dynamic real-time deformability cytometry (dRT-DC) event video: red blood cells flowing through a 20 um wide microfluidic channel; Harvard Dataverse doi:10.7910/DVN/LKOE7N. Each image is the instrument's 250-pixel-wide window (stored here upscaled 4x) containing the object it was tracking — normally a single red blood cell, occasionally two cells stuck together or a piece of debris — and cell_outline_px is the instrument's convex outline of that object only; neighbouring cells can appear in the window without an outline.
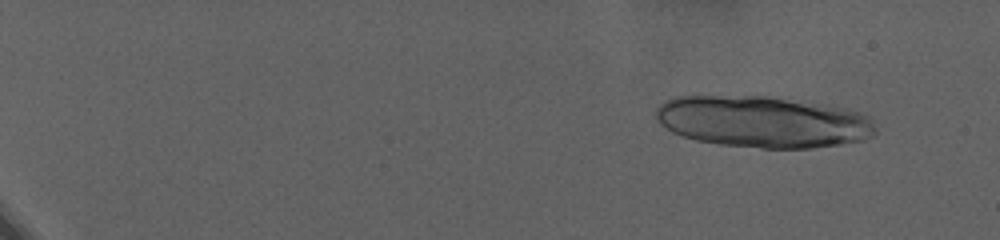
{"species": "human", "species_latin": "Homo sapiens", "temperature_condition": "warm", "stored_images_in_passage": 33, "camera_frame_rate_fps": 3000, "um_per_image_px": 0.085, "donor": {"sex": "female"}, "frame": {"image": 1, "passage_image": 8, "time_ms": 2.333, "image_size_px": [1000, 240], "cell_outline_px": [[876, 132], [872, 136], [864, 140], [840, 144], [812, 148], [760, 148], [720, 144], [696, 140], [672, 132], [660, 124], [652, 116], [656, 108], [664, 100], [672, 96], [772, 96], [848, 108], [872, 116], [876, 128]], "centroid_in_image_um": [64.85, 10.34], "position_along_channel_um": 20.1, "area_um2": 66.82}}